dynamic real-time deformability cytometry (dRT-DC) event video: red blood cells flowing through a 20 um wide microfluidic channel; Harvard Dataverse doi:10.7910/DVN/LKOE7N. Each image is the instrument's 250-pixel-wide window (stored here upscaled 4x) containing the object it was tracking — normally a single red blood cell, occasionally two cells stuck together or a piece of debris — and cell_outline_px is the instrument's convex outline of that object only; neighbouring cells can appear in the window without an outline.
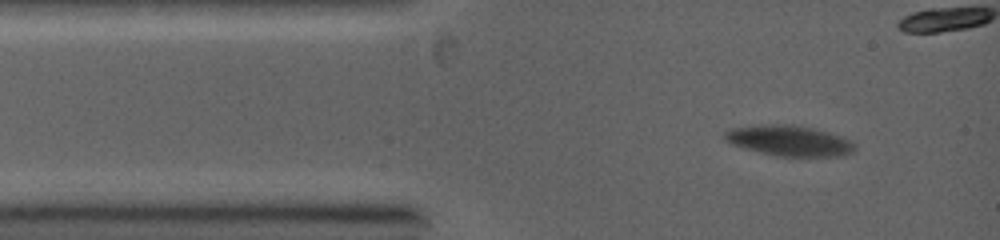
{"species": "common noctule bat (a hibernating species)", "species_latin": "Nyctalus noctula", "temperature_condition": "warm", "stored_images_in_passage": 3, "camera_frame_rate_fps": 5000, "um_per_image_px": 0.085, "animal": {"sex": "female", "body_mass_g": 19.0, "forearm_length_mm": 53.3}, "frame": {"image": 1, "passage_image": 1, "time_ms": 0.0, "image_size_px": [1000, 240], "cell_outline_px": [[856, 148], [852, 152], [844, 156], [776, 156], [744, 148], [732, 144], [724, 140], [724, 132], [728, 128], [760, 124], [784, 124], [812, 128], [844, 136], [856, 144]], "centroid_in_image_um": [67.08, 11.95], "position_along_channel_um": 17.9, "area_um2": 23.35}}